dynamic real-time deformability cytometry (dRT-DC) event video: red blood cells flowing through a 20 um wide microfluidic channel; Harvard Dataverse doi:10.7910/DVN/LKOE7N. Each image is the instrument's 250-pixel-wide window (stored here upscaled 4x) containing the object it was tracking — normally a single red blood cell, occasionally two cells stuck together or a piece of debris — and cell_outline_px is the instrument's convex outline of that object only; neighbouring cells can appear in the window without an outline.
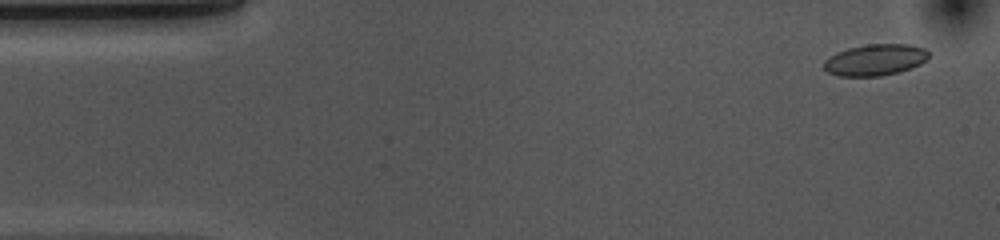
{"species": "common noctule bat (a hibernating species)", "species_latin": "Nyctalus noctula", "temperature_condition": "cold", "stored_images_in_passage": 54, "camera_frame_rate_fps": 3000, "um_per_image_px": 0.085, "animal": {"sex": "female", "body_mass_g": 10.0, "forearm_length_mm": 53.1}, "frame": {"image": 1, "passage_image": 3, "time_ms": 0.667, "image_size_px": [1000, 240], "cell_outline_px": [[928, 56], [920, 64], [900, 72], [880, 76], [840, 76], [828, 72], [824, 68], [824, 60], [828, 56], [836, 52], [848, 48], [868, 44], [908, 44], [924, 48], [928, 52]], "centroid_in_image_um": [74.36, 5.09], "position_along_channel_um": 10.6, "area_um2": 19.13}}
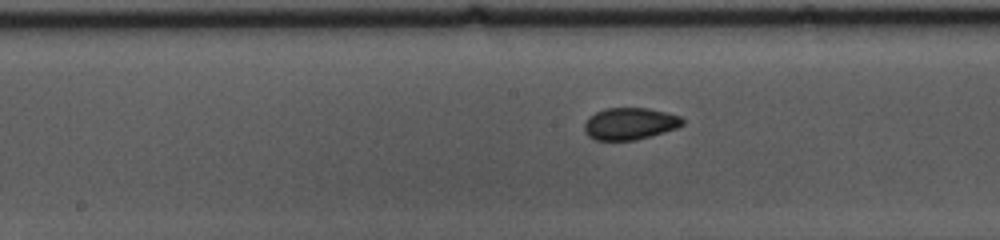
{"frame": {"image": 2, "passage_image": 26, "time_ms": 8.333, "image_size_px": [1000, 240], "cell_outline_px": [[684, 124], [676, 128], [664, 132], [636, 140], [596, 140], [588, 136], [584, 132], [584, 124], [588, 116], [604, 108], [648, 108], [680, 116], [684, 120]], "centroid_in_image_um": [53.5, 10.51], "position_along_channel_um": 194.7, "area_um2": 18.32}}
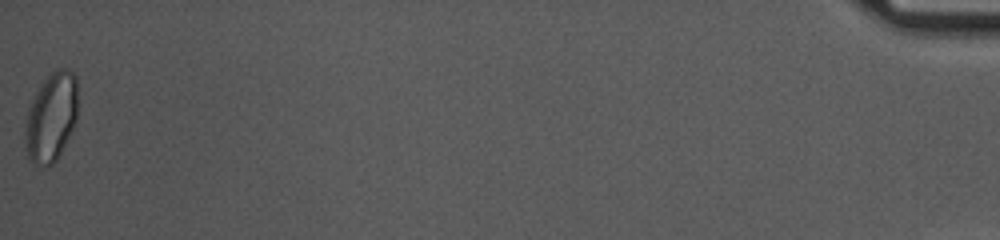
{"frame": {"image": 3, "passage_image": 54, "time_ms": 17.667, "image_size_px": [1000, 240], "cell_outline_px": [[76, 120], [56, 160], [48, 168], [36, 164], [28, 160], [24, 144], [24, 120], [28, 108], [40, 84], [56, 68], [68, 68], [76, 76]], "centroid_in_image_um": [4.3, 9.98], "position_along_channel_um": 430.9, "area_um2": 27.4}, "authors_computed_cell_mechanics": {"area_um2": 18.785, "velocity_mm_per_s": 3.6565, "shape_relaxation_time_tau1_ms": 4.3412, "shape_relaxation_time_tau2_ms": 2.4246, "deformation_change_tau1": 0.1017, "deformation_change_tau2": 0.0486}}